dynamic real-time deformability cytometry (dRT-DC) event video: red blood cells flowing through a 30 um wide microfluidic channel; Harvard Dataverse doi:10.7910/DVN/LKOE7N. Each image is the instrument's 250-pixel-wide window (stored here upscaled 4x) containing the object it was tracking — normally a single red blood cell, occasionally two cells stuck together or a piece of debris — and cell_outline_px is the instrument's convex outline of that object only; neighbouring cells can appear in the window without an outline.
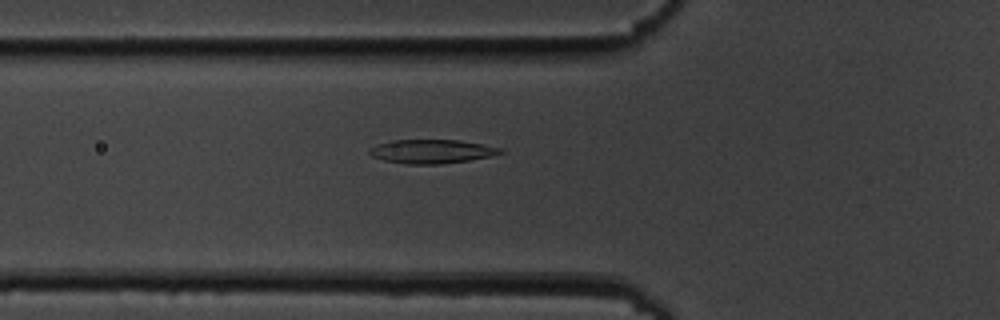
{"species": "common noctule bat (a hibernating species)", "species_latin": "Nyctalus noctula", "temperature_condition": "cold", "stored_images_in_passage": 51, "camera_frame_rate_fps": 3000, "um_per_image_px": 0.085, "animal": {"sex": "male", "body_mass_g": 19.5, "forearm_length_mm": 54.6}, "frame": {"image": 1, "passage_image": 20, "time_ms": 6.333, "image_size_px": [1000, 320], "cell_outline_px": [[504, 152], [492, 156], [468, 160], [440, 164], [408, 164], [384, 160], [372, 156], [368, 152], [368, 148], [376, 144], [392, 140], [460, 140], [484, 144], [500, 148]], "centroid_in_image_um": [36.67, 12.86], "position_along_channel_um": 89.1, "area_um2": 18.21}}
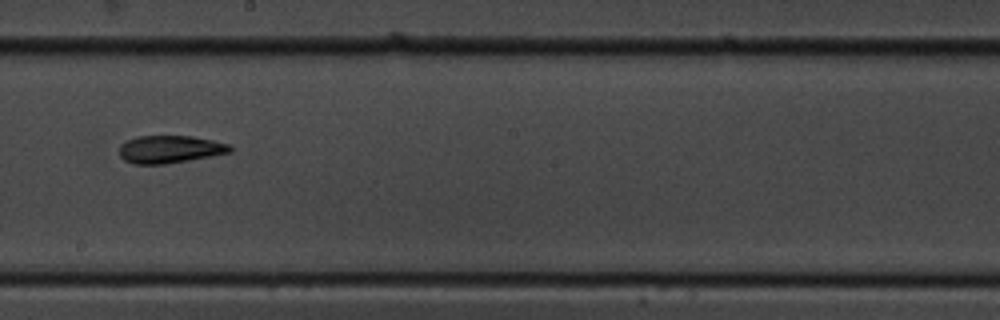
{"frame": {"image": 2, "passage_image": 32, "time_ms": 10.333, "image_size_px": [1000, 320], "cell_outline_px": [[232, 152], [212, 156], [164, 164], [132, 164], [124, 160], [120, 156], [120, 144], [136, 136], [192, 136], [212, 140], [228, 144], [232, 148]], "centroid_in_image_um": [14.43, 12.69], "position_along_channel_um": 233.8, "area_um2": 17.8}}
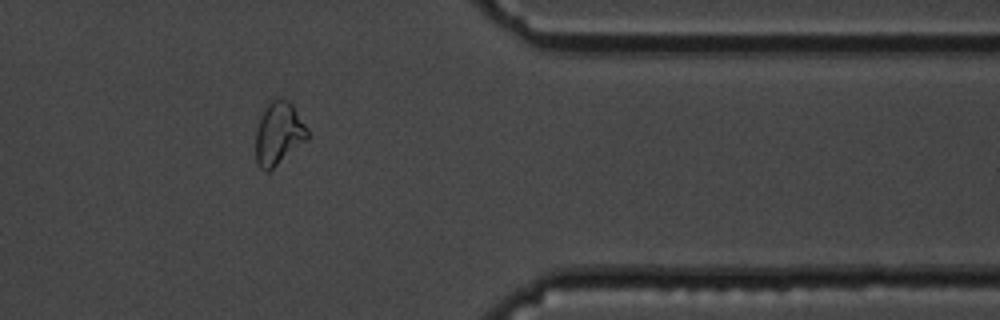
{"frame": {"image": 3, "passage_image": 46, "time_ms": 15.0, "image_size_px": [1000, 320], "cell_outline_px": [[308, 140], [268, 172], [264, 172], [256, 164], [256, 128], [272, 96], [280, 96], [288, 100], [292, 104], [308, 128]], "centroid_in_image_um": [23.7, 11.34], "position_along_channel_um": 387.7, "area_um2": 19.25}}